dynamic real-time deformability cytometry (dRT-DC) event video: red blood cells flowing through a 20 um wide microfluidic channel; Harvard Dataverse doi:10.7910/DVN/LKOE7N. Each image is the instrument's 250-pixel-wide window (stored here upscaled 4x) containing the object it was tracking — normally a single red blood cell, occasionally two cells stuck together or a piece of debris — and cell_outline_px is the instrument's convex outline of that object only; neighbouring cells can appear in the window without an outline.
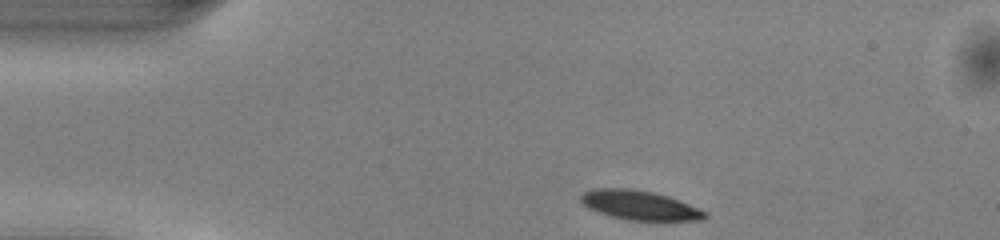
{"species": "common noctule bat (a hibernating species)", "species_latin": "Nyctalus noctula", "temperature_condition": "warm", "stored_images_in_passage": 42, "camera_frame_rate_fps": 3000, "um_per_image_px": 0.085, "animal": {"sex": "male", "body_mass_g": 13.0, "forearm_length_mm": 53.1}, "frame": {"image": 1, "passage_image": 1, "time_ms": 0.0, "image_size_px": [1000, 240], "cell_outline_px": [[708, 216], [704, 220], [628, 220], [612, 216], [588, 208], [580, 200], [580, 196], [584, 192], [592, 188], [632, 188], [652, 192], [668, 196], [680, 200], [700, 208], [708, 212]], "centroid_in_image_um": [54.41, 17.43], "position_along_channel_um": 30.6, "area_um2": 21.27}}
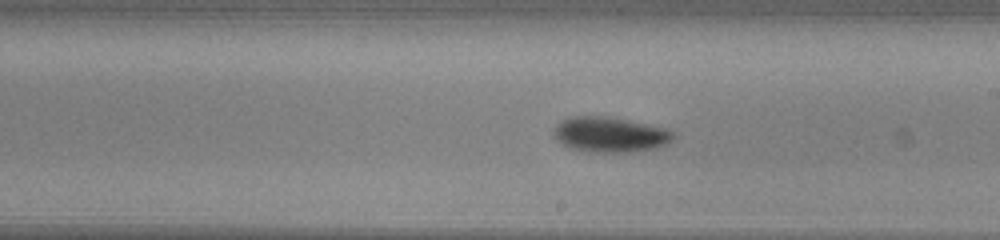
{"frame": {"image": 2, "passage_image": 20, "time_ms": 6.333, "image_size_px": [1000, 240], "cell_outline_px": [[676, 136], [668, 144], [656, 148], [632, 152], [588, 152], [572, 148], [556, 140], [552, 136], [552, 132], [564, 120], [572, 116], [604, 116], [628, 120], [664, 128], [676, 132]], "centroid_in_image_um": [51.89, 11.45], "position_along_channel_um": 237.1, "area_um2": 24.51}}
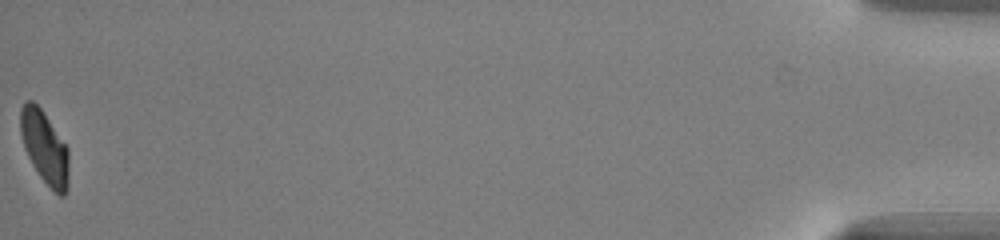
{"frame": {"image": 3, "passage_image": 42, "time_ms": 13.667, "image_size_px": [1000, 240], "cell_outline_px": [[68, 188], [64, 196], [60, 196], [40, 176], [32, 164], [24, 148], [20, 132], [20, 108], [24, 100], [32, 100], [40, 108], [68, 148]], "centroid_in_image_um": [3.77, 12.5], "position_along_channel_um": 431.4, "area_um2": 20.29}, "authors_computed_cell_mechanics": {"area_um2": 22.542, "velocity_mm_per_s": 4.0777, "shape_relaxation_time_tau1_ms": 2.62, "shape_relaxation_time_tau2_ms": null, "deformation_change_tau1": 0.129, "deformation_change_tau2": null}}